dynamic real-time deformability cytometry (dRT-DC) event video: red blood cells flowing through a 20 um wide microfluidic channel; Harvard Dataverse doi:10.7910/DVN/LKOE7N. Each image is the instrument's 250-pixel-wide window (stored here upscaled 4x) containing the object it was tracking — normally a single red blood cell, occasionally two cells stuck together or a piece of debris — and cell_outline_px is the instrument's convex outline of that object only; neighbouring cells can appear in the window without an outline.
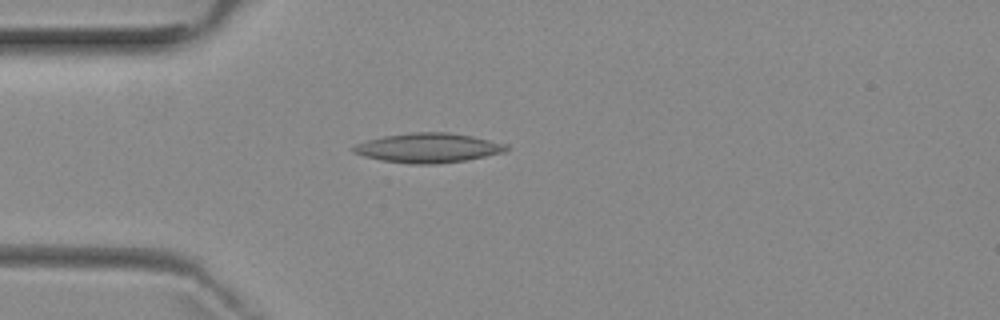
{"species": "common noctule bat (a hibernating species)", "species_latin": "Nyctalus noctula", "temperature_condition": "room temperature", "stored_images_in_passage": 1, "camera_frame_rate_fps": 3000, "um_per_image_px": 0.085, "animal": {"sex": "female", "body_mass_g": 29.2, "forearm_length_mm": 56.3}, "frame": {"image": 1, "passage_image": 1, "time_ms": 0.0, "image_size_px": [1000, 320], "cell_outline_px": [[508, 148], [504, 152], [464, 160], [432, 164], [412, 164], [380, 160], [364, 156], [352, 152], [352, 148], [356, 144], [368, 140], [384, 136], [412, 132], [448, 132], [472, 136], [508, 144]], "centroid_in_image_um": [36.38, 12.56], "position_along_channel_um": 48.6, "area_um2": 26.07}}